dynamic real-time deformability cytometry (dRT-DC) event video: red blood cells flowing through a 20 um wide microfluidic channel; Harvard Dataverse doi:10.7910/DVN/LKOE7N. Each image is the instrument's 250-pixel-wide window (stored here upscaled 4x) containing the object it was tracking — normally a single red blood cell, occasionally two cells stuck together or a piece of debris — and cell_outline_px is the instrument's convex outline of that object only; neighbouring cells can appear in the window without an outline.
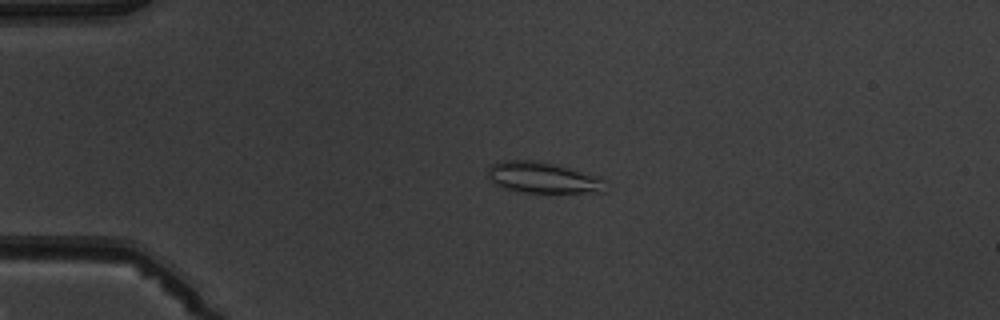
{"species": "common noctule bat (a hibernating species)", "species_latin": "Nyctalus noctula", "temperature_condition": "warm", "stored_images_in_passage": 5, "camera_frame_rate_fps": 3000, "um_per_image_px": 0.085, "animal": {"sex": "male", "body_mass_g": 19.5, "forearm_length_mm": 54.6}, "frame": {"image": 1, "passage_image": 3, "time_ms": 2.333, "image_size_px": [1000, 320], "cell_outline_px": [[604, 192], [520, 192], [504, 188], [496, 184], [488, 176], [488, 168], [492, 164], [504, 160], [532, 160], [556, 164], [572, 168], [600, 176], [604, 180]], "centroid_in_image_um": [46.16, 15.09], "position_along_channel_um": 38.8, "area_um2": 21.21}}